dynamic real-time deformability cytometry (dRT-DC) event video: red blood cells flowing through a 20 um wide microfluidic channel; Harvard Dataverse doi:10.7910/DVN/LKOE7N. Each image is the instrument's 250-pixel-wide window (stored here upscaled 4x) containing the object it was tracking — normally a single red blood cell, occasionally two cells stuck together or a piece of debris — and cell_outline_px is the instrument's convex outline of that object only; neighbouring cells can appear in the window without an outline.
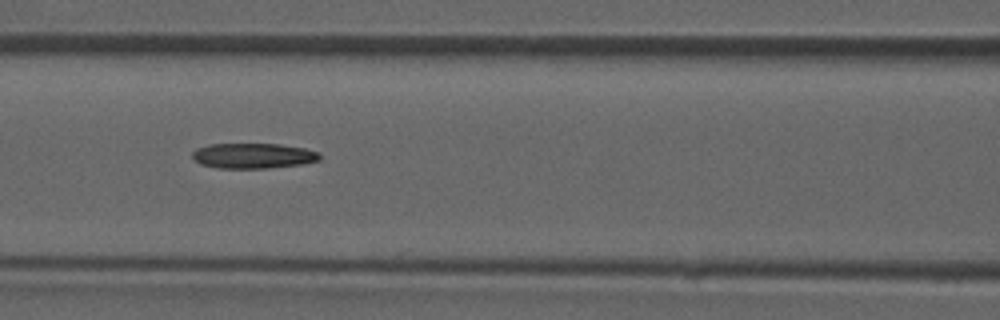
{"species": "common noctule bat (a hibernating species)", "species_latin": "Nyctalus noctula", "temperature_condition": "room temperature", "stored_images_in_passage": 48, "camera_frame_rate_fps": 3000, "um_per_image_px": 0.085, "animal": {"sex": "male", "forearm_length_mm": 52.5}, "frame": {"image": 1, "passage_image": 21, "time_ms": 6.667, "image_size_px": [1000, 320], "cell_outline_px": [[320, 160], [300, 164], [268, 168], [216, 168], [200, 164], [192, 160], [192, 152], [196, 148], [208, 144], [280, 144], [304, 148], [320, 152]], "centroid_in_image_um": [21.48, 13.24], "position_along_channel_um": 145.1, "area_um2": 18.9}}